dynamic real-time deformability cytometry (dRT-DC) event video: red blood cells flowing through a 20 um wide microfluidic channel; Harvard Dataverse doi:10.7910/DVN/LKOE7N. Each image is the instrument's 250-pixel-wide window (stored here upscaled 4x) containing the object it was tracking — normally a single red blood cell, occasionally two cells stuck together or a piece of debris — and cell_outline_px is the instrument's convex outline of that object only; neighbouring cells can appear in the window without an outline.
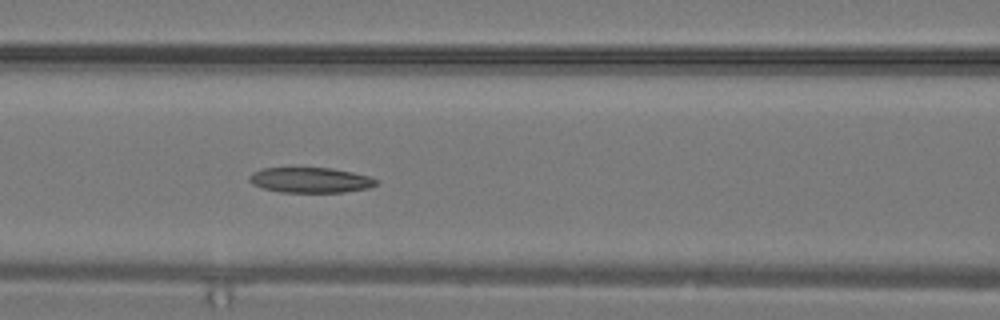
{"species": "common noctule bat (a hibernating species)", "species_latin": "Nyctalus noctula", "temperature_condition": "warm", "stored_images_in_passage": 13, "camera_frame_rate_fps": 3000, "um_per_image_px": 0.085, "animal": {"sex": "male", "body_mass_g": 19.2, "forearm_length_mm": 51.8}, "frame": {"image": 1, "passage_image": 13, "time_ms": 4.0, "image_size_px": [1000, 320], "cell_outline_px": [[380, 180], [376, 184], [368, 188], [344, 192], [280, 192], [260, 188], [252, 184], [248, 180], [248, 176], [252, 172], [260, 168], [332, 168], [352, 172], [368, 176]], "centroid_in_image_um": [26.34, 15.3], "position_along_channel_um": 140.3, "area_um2": 18.84}}